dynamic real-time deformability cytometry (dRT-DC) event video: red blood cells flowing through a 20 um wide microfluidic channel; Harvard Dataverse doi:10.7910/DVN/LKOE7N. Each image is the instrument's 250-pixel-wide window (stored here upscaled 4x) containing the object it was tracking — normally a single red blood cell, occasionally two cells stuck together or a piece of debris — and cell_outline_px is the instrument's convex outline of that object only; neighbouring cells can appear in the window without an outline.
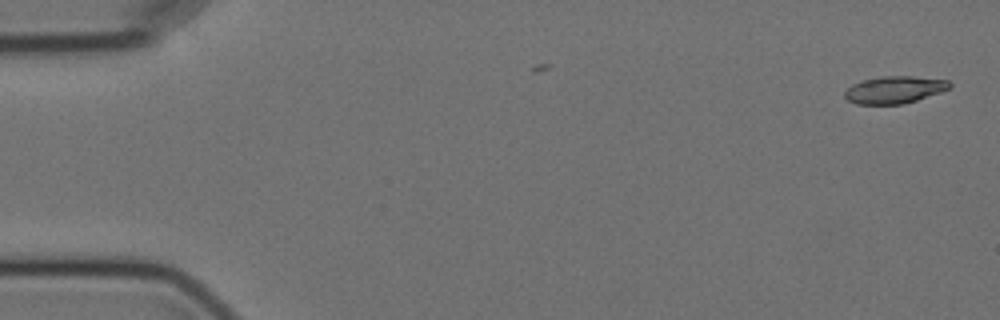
{"species": "Egyptian fruit bat (a non-hibernating species)", "species_latin": "Rousettus aegyptiacus", "temperature_condition": "cold", "stored_images_in_passage": 6, "camera_frame_rate_fps": 3000, "um_per_image_px": 0.085, "animal": {"sex": "female"}, "frame": {"image": 1, "passage_image": 1, "time_ms": 0.0, "image_size_px": [1000, 320], "cell_outline_px": [[952, 84], [948, 88], [940, 92], [904, 104], [856, 104], [848, 100], [844, 96], [844, 92], [852, 84], [860, 80], [880, 76], [912, 76], [948, 80]], "centroid_in_image_um": [75.99, 7.62], "position_along_channel_um": 9.0, "area_um2": 16.65}}